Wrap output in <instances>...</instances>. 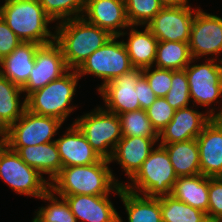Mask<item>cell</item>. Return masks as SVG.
<instances>
[{"label": "cell", "mask_w": 222, "mask_h": 222, "mask_svg": "<svg viewBox=\"0 0 222 222\" xmlns=\"http://www.w3.org/2000/svg\"><path fill=\"white\" fill-rule=\"evenodd\" d=\"M128 222H162L159 197H146L121 187L120 194ZM119 222H123L119 215Z\"/></svg>", "instance_id": "25"}, {"label": "cell", "mask_w": 222, "mask_h": 222, "mask_svg": "<svg viewBox=\"0 0 222 222\" xmlns=\"http://www.w3.org/2000/svg\"><path fill=\"white\" fill-rule=\"evenodd\" d=\"M208 193V219L210 222H222V181L218 177H209Z\"/></svg>", "instance_id": "37"}, {"label": "cell", "mask_w": 222, "mask_h": 222, "mask_svg": "<svg viewBox=\"0 0 222 222\" xmlns=\"http://www.w3.org/2000/svg\"><path fill=\"white\" fill-rule=\"evenodd\" d=\"M158 140V137L123 136L117 143L109 162L117 161L131 179L148 158Z\"/></svg>", "instance_id": "19"}, {"label": "cell", "mask_w": 222, "mask_h": 222, "mask_svg": "<svg viewBox=\"0 0 222 222\" xmlns=\"http://www.w3.org/2000/svg\"><path fill=\"white\" fill-rule=\"evenodd\" d=\"M21 42L0 16V61L9 55Z\"/></svg>", "instance_id": "38"}, {"label": "cell", "mask_w": 222, "mask_h": 222, "mask_svg": "<svg viewBox=\"0 0 222 222\" xmlns=\"http://www.w3.org/2000/svg\"><path fill=\"white\" fill-rule=\"evenodd\" d=\"M30 167L41 175L48 174L50 183L60 173L62 162L55 141L34 146L9 147Z\"/></svg>", "instance_id": "22"}, {"label": "cell", "mask_w": 222, "mask_h": 222, "mask_svg": "<svg viewBox=\"0 0 222 222\" xmlns=\"http://www.w3.org/2000/svg\"><path fill=\"white\" fill-rule=\"evenodd\" d=\"M63 122L50 116H40L25 110L23 115L7 129L8 147L34 146L55 141L53 136Z\"/></svg>", "instance_id": "9"}, {"label": "cell", "mask_w": 222, "mask_h": 222, "mask_svg": "<svg viewBox=\"0 0 222 222\" xmlns=\"http://www.w3.org/2000/svg\"><path fill=\"white\" fill-rule=\"evenodd\" d=\"M123 136L158 137L147 117L146 110L129 111L118 114Z\"/></svg>", "instance_id": "31"}, {"label": "cell", "mask_w": 222, "mask_h": 222, "mask_svg": "<svg viewBox=\"0 0 222 222\" xmlns=\"http://www.w3.org/2000/svg\"><path fill=\"white\" fill-rule=\"evenodd\" d=\"M149 86L157 97H165L171 88L172 70L151 67L142 70Z\"/></svg>", "instance_id": "36"}, {"label": "cell", "mask_w": 222, "mask_h": 222, "mask_svg": "<svg viewBox=\"0 0 222 222\" xmlns=\"http://www.w3.org/2000/svg\"><path fill=\"white\" fill-rule=\"evenodd\" d=\"M69 70L62 49L55 40L40 45L35 53V65L31 70L30 77L22 87V91L26 92L25 98L53 80L61 78Z\"/></svg>", "instance_id": "11"}, {"label": "cell", "mask_w": 222, "mask_h": 222, "mask_svg": "<svg viewBox=\"0 0 222 222\" xmlns=\"http://www.w3.org/2000/svg\"><path fill=\"white\" fill-rule=\"evenodd\" d=\"M135 90H137V98L140 102V109L142 110H147L157 99V96L153 92L152 88L149 86L144 75H142L138 79V82L135 85Z\"/></svg>", "instance_id": "39"}, {"label": "cell", "mask_w": 222, "mask_h": 222, "mask_svg": "<svg viewBox=\"0 0 222 222\" xmlns=\"http://www.w3.org/2000/svg\"><path fill=\"white\" fill-rule=\"evenodd\" d=\"M196 9L163 7L146 25L158 41L189 42Z\"/></svg>", "instance_id": "12"}, {"label": "cell", "mask_w": 222, "mask_h": 222, "mask_svg": "<svg viewBox=\"0 0 222 222\" xmlns=\"http://www.w3.org/2000/svg\"><path fill=\"white\" fill-rule=\"evenodd\" d=\"M196 61L192 58L189 42L159 41L154 65L159 69L182 70L189 63Z\"/></svg>", "instance_id": "28"}, {"label": "cell", "mask_w": 222, "mask_h": 222, "mask_svg": "<svg viewBox=\"0 0 222 222\" xmlns=\"http://www.w3.org/2000/svg\"><path fill=\"white\" fill-rule=\"evenodd\" d=\"M177 179L178 176L170 162L168 152L158 144L137 173L129 180L131 182L123 184V187L146 197H161L171 195Z\"/></svg>", "instance_id": "4"}, {"label": "cell", "mask_w": 222, "mask_h": 222, "mask_svg": "<svg viewBox=\"0 0 222 222\" xmlns=\"http://www.w3.org/2000/svg\"><path fill=\"white\" fill-rule=\"evenodd\" d=\"M83 18L107 30L112 36H124L123 29L130 27L125 0H86ZM122 28V30H120Z\"/></svg>", "instance_id": "16"}, {"label": "cell", "mask_w": 222, "mask_h": 222, "mask_svg": "<svg viewBox=\"0 0 222 222\" xmlns=\"http://www.w3.org/2000/svg\"><path fill=\"white\" fill-rule=\"evenodd\" d=\"M164 98L175 110L189 106L191 99L185 69L172 70L171 88Z\"/></svg>", "instance_id": "34"}, {"label": "cell", "mask_w": 222, "mask_h": 222, "mask_svg": "<svg viewBox=\"0 0 222 222\" xmlns=\"http://www.w3.org/2000/svg\"><path fill=\"white\" fill-rule=\"evenodd\" d=\"M109 164L108 159L102 158L90 165L62 167L51 181L50 189L56 195L106 196L112 191L118 195L123 183L115 179Z\"/></svg>", "instance_id": "1"}, {"label": "cell", "mask_w": 222, "mask_h": 222, "mask_svg": "<svg viewBox=\"0 0 222 222\" xmlns=\"http://www.w3.org/2000/svg\"><path fill=\"white\" fill-rule=\"evenodd\" d=\"M6 134L7 129L0 124V145H6Z\"/></svg>", "instance_id": "42"}, {"label": "cell", "mask_w": 222, "mask_h": 222, "mask_svg": "<svg viewBox=\"0 0 222 222\" xmlns=\"http://www.w3.org/2000/svg\"><path fill=\"white\" fill-rule=\"evenodd\" d=\"M39 46L33 42H21L0 61V74L22 88L35 65V53Z\"/></svg>", "instance_id": "21"}, {"label": "cell", "mask_w": 222, "mask_h": 222, "mask_svg": "<svg viewBox=\"0 0 222 222\" xmlns=\"http://www.w3.org/2000/svg\"><path fill=\"white\" fill-rule=\"evenodd\" d=\"M126 15L130 25H147L163 8L159 0H125Z\"/></svg>", "instance_id": "33"}, {"label": "cell", "mask_w": 222, "mask_h": 222, "mask_svg": "<svg viewBox=\"0 0 222 222\" xmlns=\"http://www.w3.org/2000/svg\"><path fill=\"white\" fill-rule=\"evenodd\" d=\"M201 174L218 177L222 173V128L212 119L196 138Z\"/></svg>", "instance_id": "20"}, {"label": "cell", "mask_w": 222, "mask_h": 222, "mask_svg": "<svg viewBox=\"0 0 222 222\" xmlns=\"http://www.w3.org/2000/svg\"><path fill=\"white\" fill-rule=\"evenodd\" d=\"M0 16L22 42L44 45L55 40L48 28L53 20L38 0H5Z\"/></svg>", "instance_id": "3"}, {"label": "cell", "mask_w": 222, "mask_h": 222, "mask_svg": "<svg viewBox=\"0 0 222 222\" xmlns=\"http://www.w3.org/2000/svg\"><path fill=\"white\" fill-rule=\"evenodd\" d=\"M66 199L76 221L119 222V214L110 201L109 195H57Z\"/></svg>", "instance_id": "17"}, {"label": "cell", "mask_w": 222, "mask_h": 222, "mask_svg": "<svg viewBox=\"0 0 222 222\" xmlns=\"http://www.w3.org/2000/svg\"><path fill=\"white\" fill-rule=\"evenodd\" d=\"M55 196V192L49 189L40 199L49 201L46 207H41L32 222H77L64 197Z\"/></svg>", "instance_id": "30"}, {"label": "cell", "mask_w": 222, "mask_h": 222, "mask_svg": "<svg viewBox=\"0 0 222 222\" xmlns=\"http://www.w3.org/2000/svg\"><path fill=\"white\" fill-rule=\"evenodd\" d=\"M218 178L222 181V173L218 176Z\"/></svg>", "instance_id": "43"}, {"label": "cell", "mask_w": 222, "mask_h": 222, "mask_svg": "<svg viewBox=\"0 0 222 222\" xmlns=\"http://www.w3.org/2000/svg\"><path fill=\"white\" fill-rule=\"evenodd\" d=\"M55 140L62 167L85 166L99 162L102 157L91 147L84 134L75 124Z\"/></svg>", "instance_id": "18"}, {"label": "cell", "mask_w": 222, "mask_h": 222, "mask_svg": "<svg viewBox=\"0 0 222 222\" xmlns=\"http://www.w3.org/2000/svg\"><path fill=\"white\" fill-rule=\"evenodd\" d=\"M81 79L76 70H69L61 78L34 91L26 98L27 110L40 116H50L62 122L75 110L71 106L77 82Z\"/></svg>", "instance_id": "5"}, {"label": "cell", "mask_w": 222, "mask_h": 222, "mask_svg": "<svg viewBox=\"0 0 222 222\" xmlns=\"http://www.w3.org/2000/svg\"><path fill=\"white\" fill-rule=\"evenodd\" d=\"M190 64L185 68L190 99L206 107L222 98V61L213 56L203 64Z\"/></svg>", "instance_id": "10"}, {"label": "cell", "mask_w": 222, "mask_h": 222, "mask_svg": "<svg viewBox=\"0 0 222 222\" xmlns=\"http://www.w3.org/2000/svg\"><path fill=\"white\" fill-rule=\"evenodd\" d=\"M112 36L102 47L94 51L76 70L79 77L92 74L103 80L102 85L133 69L124 41ZM117 40V41H116Z\"/></svg>", "instance_id": "7"}, {"label": "cell", "mask_w": 222, "mask_h": 222, "mask_svg": "<svg viewBox=\"0 0 222 222\" xmlns=\"http://www.w3.org/2000/svg\"><path fill=\"white\" fill-rule=\"evenodd\" d=\"M163 7L190 6L188 0H159Z\"/></svg>", "instance_id": "40"}, {"label": "cell", "mask_w": 222, "mask_h": 222, "mask_svg": "<svg viewBox=\"0 0 222 222\" xmlns=\"http://www.w3.org/2000/svg\"><path fill=\"white\" fill-rule=\"evenodd\" d=\"M211 119L215 121L222 128V107L221 110H219V112L211 116Z\"/></svg>", "instance_id": "41"}, {"label": "cell", "mask_w": 222, "mask_h": 222, "mask_svg": "<svg viewBox=\"0 0 222 222\" xmlns=\"http://www.w3.org/2000/svg\"><path fill=\"white\" fill-rule=\"evenodd\" d=\"M53 21H65L84 14L86 0H38Z\"/></svg>", "instance_id": "32"}, {"label": "cell", "mask_w": 222, "mask_h": 222, "mask_svg": "<svg viewBox=\"0 0 222 222\" xmlns=\"http://www.w3.org/2000/svg\"><path fill=\"white\" fill-rule=\"evenodd\" d=\"M189 49L192 58L222 53V18L197 8L191 27Z\"/></svg>", "instance_id": "13"}, {"label": "cell", "mask_w": 222, "mask_h": 222, "mask_svg": "<svg viewBox=\"0 0 222 222\" xmlns=\"http://www.w3.org/2000/svg\"><path fill=\"white\" fill-rule=\"evenodd\" d=\"M128 41L124 42L133 68L145 69L153 67L158 40L151 30L145 26L144 31H138L134 25L130 26Z\"/></svg>", "instance_id": "23"}, {"label": "cell", "mask_w": 222, "mask_h": 222, "mask_svg": "<svg viewBox=\"0 0 222 222\" xmlns=\"http://www.w3.org/2000/svg\"><path fill=\"white\" fill-rule=\"evenodd\" d=\"M208 188L209 177L202 174L178 177L171 195L177 200L207 213L209 206Z\"/></svg>", "instance_id": "24"}, {"label": "cell", "mask_w": 222, "mask_h": 222, "mask_svg": "<svg viewBox=\"0 0 222 222\" xmlns=\"http://www.w3.org/2000/svg\"><path fill=\"white\" fill-rule=\"evenodd\" d=\"M175 109L170 106L164 97H157V99L146 110L152 127L159 134L161 130L172 120Z\"/></svg>", "instance_id": "35"}, {"label": "cell", "mask_w": 222, "mask_h": 222, "mask_svg": "<svg viewBox=\"0 0 222 222\" xmlns=\"http://www.w3.org/2000/svg\"><path fill=\"white\" fill-rule=\"evenodd\" d=\"M162 222H210L207 213L177 200L172 195L159 197Z\"/></svg>", "instance_id": "29"}, {"label": "cell", "mask_w": 222, "mask_h": 222, "mask_svg": "<svg viewBox=\"0 0 222 222\" xmlns=\"http://www.w3.org/2000/svg\"><path fill=\"white\" fill-rule=\"evenodd\" d=\"M55 29V41L60 45L67 67L77 70L112 35L105 29L88 22L83 17L59 22Z\"/></svg>", "instance_id": "2"}, {"label": "cell", "mask_w": 222, "mask_h": 222, "mask_svg": "<svg viewBox=\"0 0 222 222\" xmlns=\"http://www.w3.org/2000/svg\"><path fill=\"white\" fill-rule=\"evenodd\" d=\"M84 134L91 147L104 159H110L123 137L119 116L97 107L73 122ZM110 148V149H109Z\"/></svg>", "instance_id": "6"}, {"label": "cell", "mask_w": 222, "mask_h": 222, "mask_svg": "<svg viewBox=\"0 0 222 222\" xmlns=\"http://www.w3.org/2000/svg\"><path fill=\"white\" fill-rule=\"evenodd\" d=\"M142 75V69L133 68L102 86L98 91L106 104L105 110L117 115L139 110L135 85Z\"/></svg>", "instance_id": "14"}, {"label": "cell", "mask_w": 222, "mask_h": 222, "mask_svg": "<svg viewBox=\"0 0 222 222\" xmlns=\"http://www.w3.org/2000/svg\"><path fill=\"white\" fill-rule=\"evenodd\" d=\"M159 145L168 152L170 162L178 177L201 174L199 147L196 139Z\"/></svg>", "instance_id": "26"}, {"label": "cell", "mask_w": 222, "mask_h": 222, "mask_svg": "<svg viewBox=\"0 0 222 222\" xmlns=\"http://www.w3.org/2000/svg\"><path fill=\"white\" fill-rule=\"evenodd\" d=\"M189 107L175 111L172 120L158 134V141L161 138L159 144H172L196 139L211 120V116L215 114V108L201 113Z\"/></svg>", "instance_id": "15"}, {"label": "cell", "mask_w": 222, "mask_h": 222, "mask_svg": "<svg viewBox=\"0 0 222 222\" xmlns=\"http://www.w3.org/2000/svg\"><path fill=\"white\" fill-rule=\"evenodd\" d=\"M21 93V87L0 74V124L5 129L14 124L27 109L26 98L20 103Z\"/></svg>", "instance_id": "27"}, {"label": "cell", "mask_w": 222, "mask_h": 222, "mask_svg": "<svg viewBox=\"0 0 222 222\" xmlns=\"http://www.w3.org/2000/svg\"><path fill=\"white\" fill-rule=\"evenodd\" d=\"M0 178L20 195L40 198L50 189V182L7 145L0 148Z\"/></svg>", "instance_id": "8"}]
</instances>
